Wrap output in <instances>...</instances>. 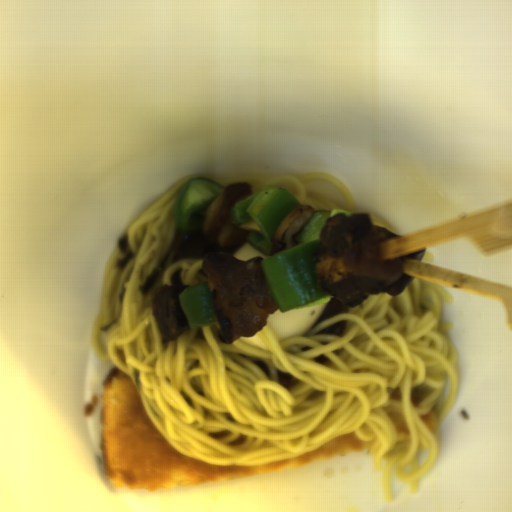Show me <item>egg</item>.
Returning <instances> with one entry per match:
<instances>
[{
	"label": "egg",
	"instance_id": "obj_1",
	"mask_svg": "<svg viewBox=\"0 0 512 512\" xmlns=\"http://www.w3.org/2000/svg\"><path fill=\"white\" fill-rule=\"evenodd\" d=\"M327 303L328 301L289 312H281L278 307L269 315L266 325L279 342L304 335L318 321Z\"/></svg>",
	"mask_w": 512,
	"mask_h": 512
}]
</instances>
